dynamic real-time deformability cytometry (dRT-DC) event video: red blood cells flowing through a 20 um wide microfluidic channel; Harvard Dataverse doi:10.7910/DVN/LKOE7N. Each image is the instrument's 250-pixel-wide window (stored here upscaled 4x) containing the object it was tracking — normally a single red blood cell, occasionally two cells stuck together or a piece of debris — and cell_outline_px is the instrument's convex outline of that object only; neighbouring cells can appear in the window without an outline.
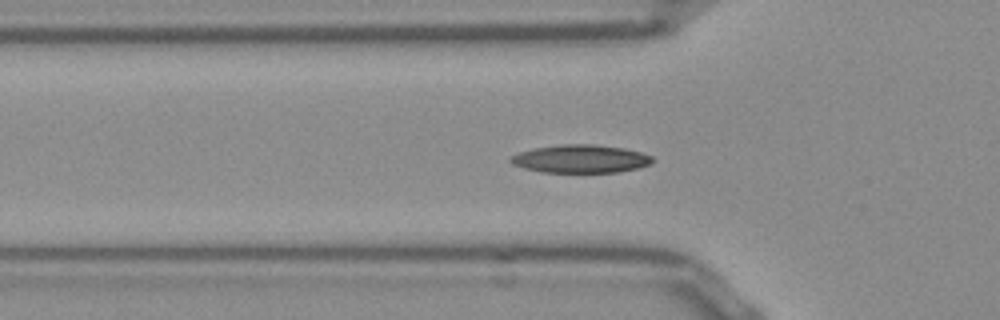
{"species": "Egyptian fruit bat (a non-hibernating species)", "species_latin": "Rousettus aegyptiacus", "temperature_condition": "room temperature", "stored_images_in_passage": 47, "camera_frame_rate_fps": 3000, "um_per_image_px": 0.085, "frame": {"image": 1, "passage_image": 16, "time_ms": 5.0, "image_size_px": [1000, 320], "cell_outline_px": [[656, 160], [652, 164], [620, 172], [544, 172], [524, 168], [512, 164], [508, 160], [512, 156], [520, 152], [532, 148], [564, 144], [592, 144], [624, 148], [640, 152], [652, 156]], "centroid_in_image_um": [49.37, 13.5], "position_along_channel_um": 76.4, "area_um2": 23.24}}
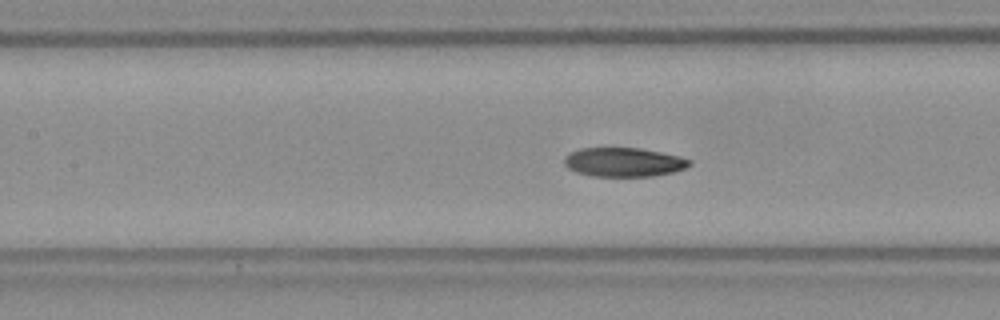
{"frame": {"image": 2, "passage_image": 22, "time_ms": 7.0, "image_size_px": [1000, 320], "cell_outline_px": [[692, 164], [684, 168], [672, 172], [652, 176], [592, 176], [576, 172], [568, 168], [564, 164], [564, 156], [580, 148], [640, 148], [680, 156], [692, 160]], "centroid_in_image_um": [53.01, 13.78], "position_along_channel_um": 154.4, "area_um2": 21.15}}
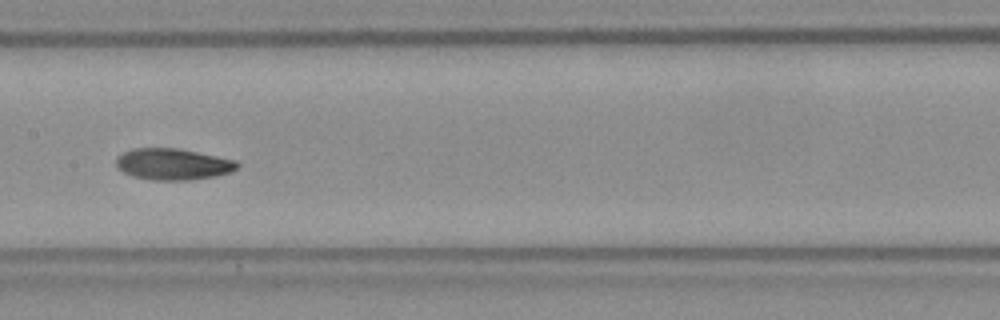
{"frame": {"image": 3, "passage_image": 25, "time_ms": 8.0, "image_size_px": [1000, 320], "cell_outline_px": [[240, 164], [232, 172], [216, 176], [188, 180], [152, 180], [132, 176], [116, 168], [116, 156], [132, 148], [176, 148], [236, 160]], "centroid_in_image_um": [14.67, 13.96], "position_along_channel_um": 192.7, "area_um2": 22.2}, "authors_computed_cell_mechanics": {"area_um2": 22.0796, "velocity_mm_per_s": 3.8361, "shape_relaxation_time_tau1_ms": 6.6269, "shape_relaxation_time_tau2_ms": 4.125, "deformation_change_tau1": 0.1719, "deformation_change_tau2": 0.089}}